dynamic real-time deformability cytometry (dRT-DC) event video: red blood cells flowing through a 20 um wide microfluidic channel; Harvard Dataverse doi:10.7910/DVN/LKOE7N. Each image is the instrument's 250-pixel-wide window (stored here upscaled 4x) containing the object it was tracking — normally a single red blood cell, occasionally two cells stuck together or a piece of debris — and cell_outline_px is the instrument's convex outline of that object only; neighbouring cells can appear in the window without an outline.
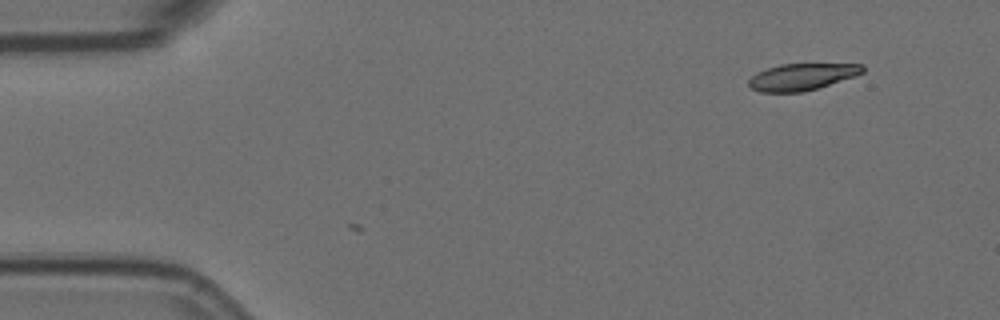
{"species": "Egyptian fruit bat (a non-hibernating species)", "species_latin": "Rousettus aegyptiacus", "temperature_condition": "room temperature", "stored_images_in_passage": 4, "camera_frame_rate_fps": 3000, "um_per_image_px": 0.085, "animal": {"sex": "female"}, "frame": {"image": 1, "passage_image": 1, "time_ms": 0.0, "image_size_px": [1000, 320], "cell_outline_px": [[864, 72], [856, 76], [804, 92], [760, 92], [752, 88], [748, 84], [748, 80], [756, 72], [780, 64], [864, 64]], "centroid_in_image_um": [68.17, 6.53], "position_along_channel_um": 16.8, "area_um2": 17.74}}